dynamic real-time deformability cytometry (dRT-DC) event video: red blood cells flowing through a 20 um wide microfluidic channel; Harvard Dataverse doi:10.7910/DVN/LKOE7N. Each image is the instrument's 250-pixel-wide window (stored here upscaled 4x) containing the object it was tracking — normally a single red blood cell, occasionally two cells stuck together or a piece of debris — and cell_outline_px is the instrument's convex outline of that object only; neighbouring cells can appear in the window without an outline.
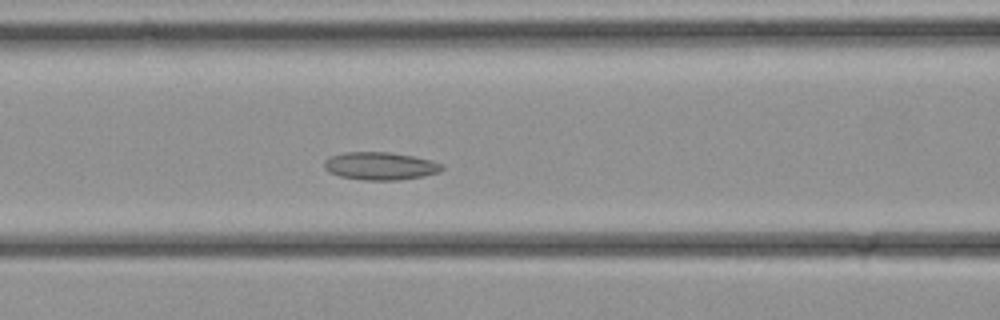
{"species": "common noctule bat (a hibernating species)", "species_latin": "Nyctalus noctula", "temperature_condition": "cold", "stored_images_in_passage": 35, "segment_of_instrument_passage": [1, 2], "camera_frame_rate_fps": 3000, "um_per_image_px": 0.085, "animal": {"sex": "female", "body_mass_g": 21.9}, "frame": {"image": 1, "passage_image": 14, "time_ms": 4.333, "image_size_px": [1000, 320], "cell_outline_px": [[444, 168], [440, 172], [400, 180], [364, 180], [340, 176], [328, 172], [324, 168], [324, 160], [332, 156], [344, 152], [388, 152], [412, 156], [432, 160], [444, 164]], "centroid_in_image_um": [32.33, 14.11], "position_along_channel_um": 134.3, "area_um2": 19.07}}
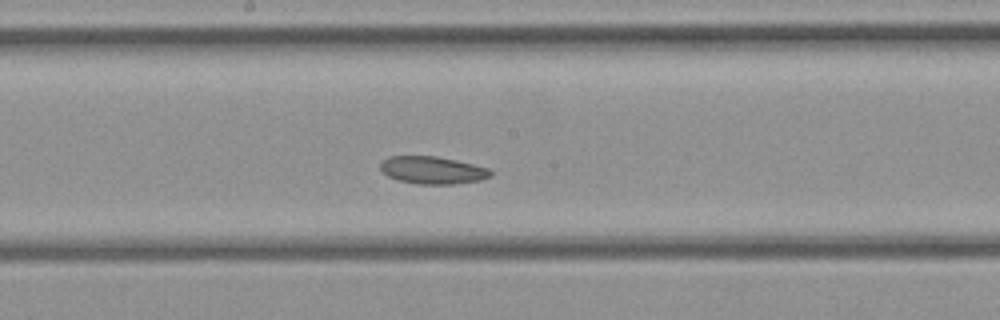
{"frame": {"image": 2, "passage_image": 18, "time_ms": 5.667, "image_size_px": [1000, 320], "cell_outline_px": [[492, 176], [480, 180], [456, 184], [416, 184], [396, 180], [380, 172], [380, 164], [388, 156], [436, 156], [456, 160], [492, 168]], "centroid_in_image_um": [36.77, 14.47], "position_along_channel_um": 211.4, "area_um2": 17.98}}
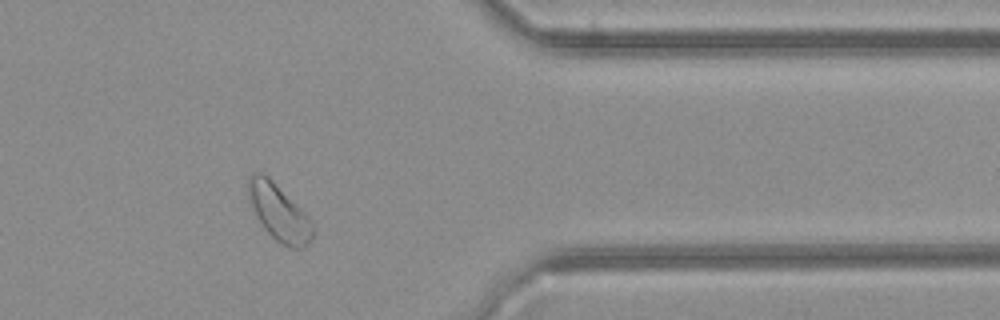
{"frame": {"image": 3, "passage_image": 28, "time_ms": 9.0, "image_size_px": [1000, 320], "cell_outline_px": [[316, 228], [312, 240], [304, 248], [292, 248], [280, 244], [264, 228], [248, 200], [248, 180], [252, 172], [264, 172], [312, 220]], "centroid_in_image_um": [23.74, 18.08], "position_along_channel_um": 387.7, "area_um2": 21.27}}